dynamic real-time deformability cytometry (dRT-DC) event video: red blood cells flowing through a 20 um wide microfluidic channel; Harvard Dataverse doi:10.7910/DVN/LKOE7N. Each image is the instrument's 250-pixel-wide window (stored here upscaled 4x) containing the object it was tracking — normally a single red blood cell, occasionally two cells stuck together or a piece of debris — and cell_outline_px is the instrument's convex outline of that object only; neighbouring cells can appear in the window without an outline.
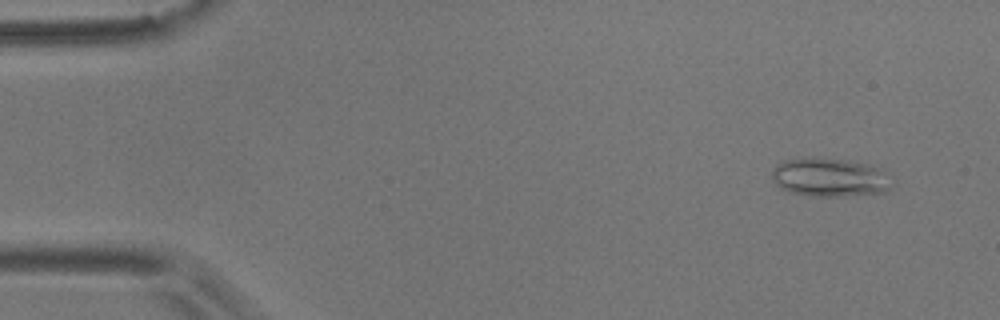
{"species": "common noctule bat (a hibernating species)", "species_latin": "Nyctalus noctula", "temperature_condition": "room temperature", "stored_images_in_passage": 56, "camera_frame_rate_fps": 3000, "um_per_image_px": 0.085, "animal": {"sex": "male", "body_mass_g": 17.9}, "frame": {"image": 1, "passage_image": 4, "time_ms": 1.0, "image_size_px": [1000, 320], "cell_outline_px": [[896, 184], [892, 188], [884, 192], [844, 196], [812, 196], [792, 192], [780, 188], [772, 180], [772, 172], [776, 164], [784, 160], [808, 156], [844, 160], [868, 164], [876, 168]], "centroid_in_image_um": [70.49, 15.07], "position_along_channel_um": 14.5, "area_um2": 27.05}}
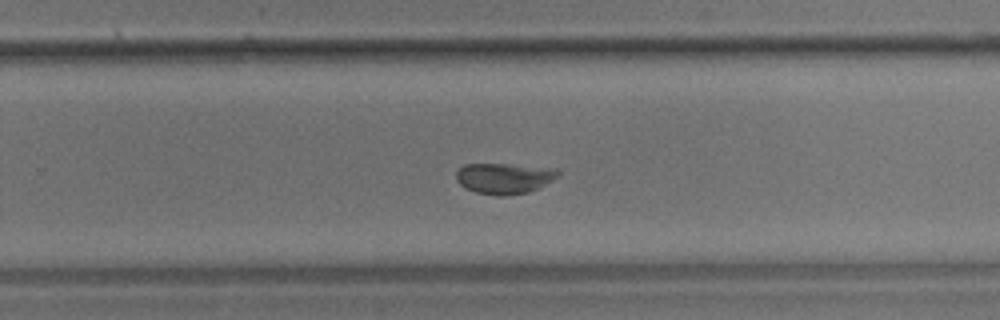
{"frame": {"image": 2, "passage_image": 36, "time_ms": 11.667, "image_size_px": [1000, 320], "cell_outline_px": [[560, 176], [540, 188], [528, 192], [504, 196], [496, 196], [476, 192], [464, 188], [456, 180], [456, 172], [464, 164], [508, 164], [556, 168], [560, 172]], "centroid_in_image_um": [42.89, 15.16], "position_along_channel_um": 286.9, "area_um2": 18.55}}
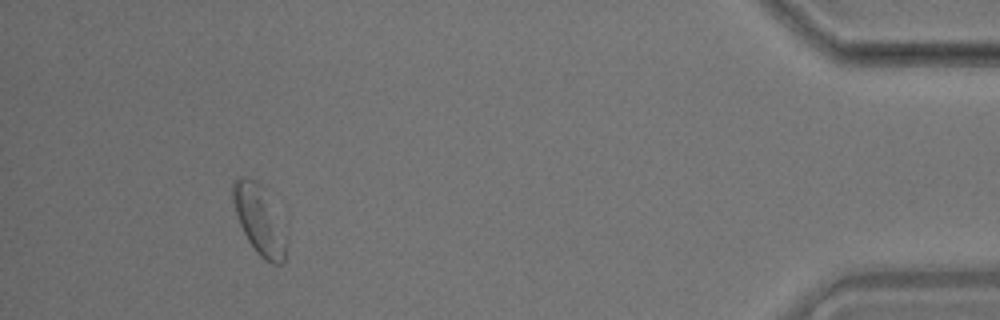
{"frame": {"image": 3, "passage_image": 52, "time_ms": 17.0, "image_size_px": [1000, 320], "cell_outline_px": [[288, 240], [284, 260], [280, 264], [272, 264], [264, 260], [256, 252], [248, 240], [240, 224], [232, 200], [232, 180], [248, 176], [256, 180], [260, 184], [288, 216]], "centroid_in_image_um": [22.18, 18.66], "position_along_channel_um": 413.0, "area_um2": 23.29}, "authors_computed_cell_mechanics": {"area_um2": 18.6694, "velocity_mm_per_s": 3.5388, "shape_relaxation_time_tau1_ms": 8.7382, "shape_relaxation_time_tau2_ms": null, "deformation_change_tau1": 0.1924, "deformation_change_tau2": null}}